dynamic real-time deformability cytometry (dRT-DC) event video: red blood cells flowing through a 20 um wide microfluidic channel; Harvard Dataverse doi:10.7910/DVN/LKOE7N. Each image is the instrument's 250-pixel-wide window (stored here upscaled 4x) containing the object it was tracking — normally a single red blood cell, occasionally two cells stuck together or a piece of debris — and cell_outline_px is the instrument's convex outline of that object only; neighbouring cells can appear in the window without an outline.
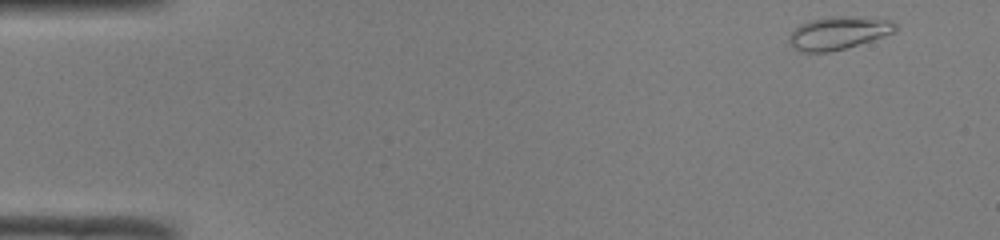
{"species": "common noctule bat (a hibernating species)", "species_latin": "Nyctalus noctula", "temperature_condition": "room temperature", "stored_images_in_passage": 47, "camera_frame_rate_fps": 3000, "um_per_image_px": 0.085, "animal": {"sex": "male", "body_mass_g": 19.0, "forearm_length_mm": 50.8}, "frame": {"image": 1, "passage_image": 1, "time_ms": 0.0, "image_size_px": [1000, 240], "cell_outline_px": [[896, 32], [884, 36], [844, 48], [828, 52], [800, 52], [792, 48], [788, 40], [788, 36], [800, 24], [808, 20], [828, 16], [848, 16], [888, 20], [896, 24]], "centroid_in_image_um": [71.2, 2.8], "position_along_channel_um": 13.8, "area_um2": 20.29}}
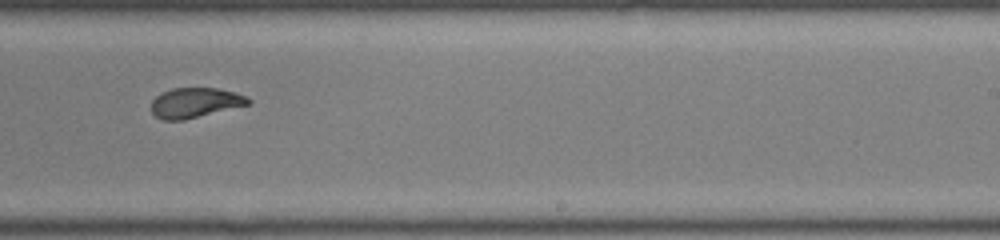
{"frame": {"image": 2, "passage_image": 29, "time_ms": 9.333, "image_size_px": [1000, 240], "cell_outline_px": [[252, 104], [184, 120], [164, 120], [156, 116], [152, 112], [152, 100], [160, 92], [172, 88], [216, 88], [248, 96], [252, 100]], "centroid_in_image_um": [16.61, 8.73], "position_along_channel_um": 272.4, "area_um2": 17.05}}
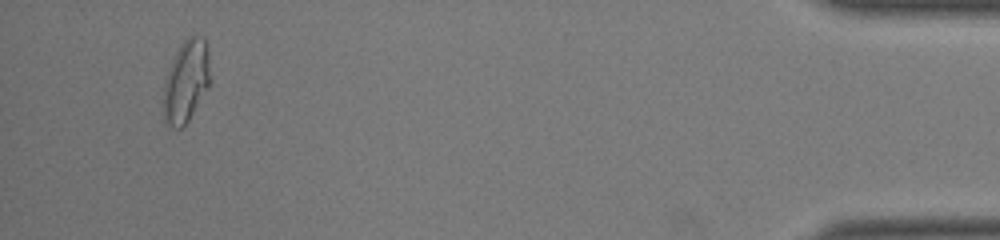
{"frame": {"image": 3, "passage_image": 45, "time_ms": 14.667, "image_size_px": [1000, 240], "cell_outline_px": [[212, 80], [188, 120], [180, 128], [172, 128], [164, 120], [164, 80], [176, 52], [180, 44], [188, 36], [200, 36], [204, 40], [208, 48]], "centroid_in_image_um": [15.84, 6.87], "position_along_channel_um": 419.4, "area_um2": 22.31}, "authors_computed_cell_mechanics": {"area_um2": 18.207, "velocity_mm_per_s": 4.0958, "shape_relaxation_time_tau1_ms": null, "shape_relaxation_time_tau2_ms": 1.3039, "deformation_change_tau1": null, "deformation_change_tau2": 0.0595}}